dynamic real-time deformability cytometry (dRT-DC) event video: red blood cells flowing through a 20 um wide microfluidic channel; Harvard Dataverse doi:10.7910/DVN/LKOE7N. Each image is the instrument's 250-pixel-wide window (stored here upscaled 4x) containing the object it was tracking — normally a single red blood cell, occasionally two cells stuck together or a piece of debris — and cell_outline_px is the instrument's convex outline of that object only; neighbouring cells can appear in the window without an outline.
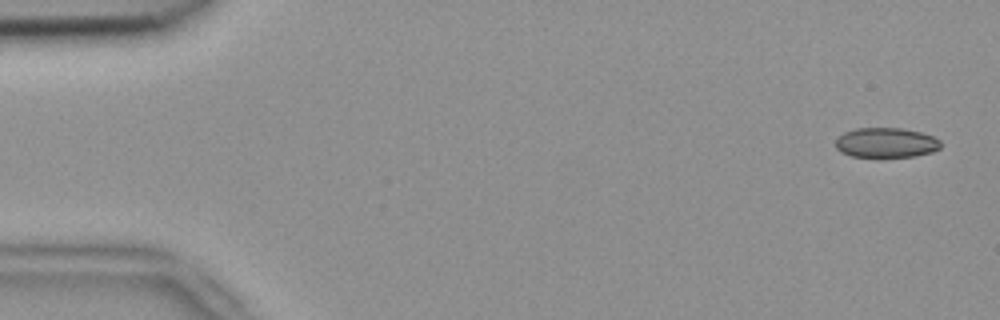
{"species": "common noctule bat (a hibernating species)", "species_latin": "Nyctalus noctula", "temperature_condition": "room temperature", "stored_images_in_passage": 4, "camera_frame_rate_fps": 3000, "um_per_image_px": 0.085, "animal": {"sex": "female", "body_mass_g": 18.4}, "frame": {"image": 1, "passage_image": 1, "time_ms": 0.0, "image_size_px": [1000, 320], "cell_outline_px": [[940, 148], [932, 152], [916, 156], [880, 160], [852, 156], [840, 152], [836, 148], [836, 140], [844, 132], [856, 128], [904, 128], [920, 132], [932, 136], [940, 140]], "centroid_in_image_um": [75.31, 12.18], "position_along_channel_um": 9.7, "area_um2": 19.07}}
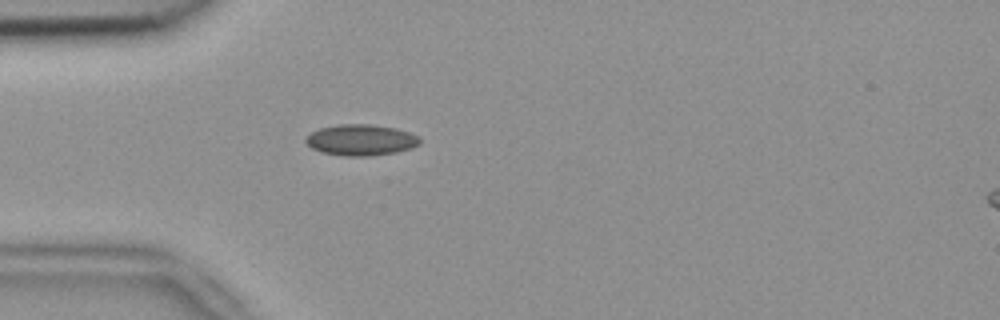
{"frame": {"image": 2, "passage_image": 4, "time_ms": 1.0, "image_size_px": [1000, 320], "cell_outline_px": [[420, 144], [412, 148], [396, 152], [372, 156], [344, 156], [320, 152], [312, 148], [304, 140], [312, 132], [320, 128], [340, 124], [368, 124], [396, 128], [408, 132], [416, 136], [420, 140]], "centroid_in_image_um": [30.67, 11.91], "position_along_channel_um": 54.3, "area_um2": 20.58}}